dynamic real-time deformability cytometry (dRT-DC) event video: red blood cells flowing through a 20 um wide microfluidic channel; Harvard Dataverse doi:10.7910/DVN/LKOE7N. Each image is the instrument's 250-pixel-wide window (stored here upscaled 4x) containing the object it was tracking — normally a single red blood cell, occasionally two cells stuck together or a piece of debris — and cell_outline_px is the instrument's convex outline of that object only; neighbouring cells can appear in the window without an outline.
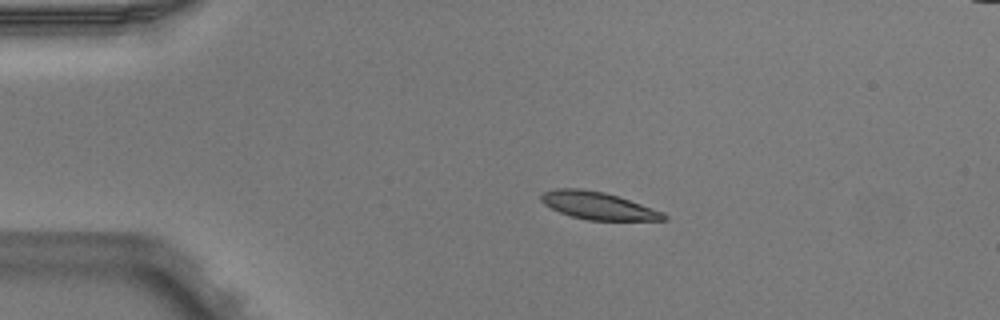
{"species": "Egyptian fruit bat (a non-hibernating species)", "species_latin": "Rousettus aegyptiacus", "temperature_condition": "warm", "stored_images_in_passage": 4, "camera_frame_rate_fps": 3000, "um_per_image_px": 0.085, "animal": {"sex": "male"}, "frame": {"image": 1, "passage_image": 2, "time_ms": 0.333, "image_size_px": [1000, 320], "cell_outline_px": [[668, 220], [588, 220], [572, 216], [560, 212], [544, 204], [540, 200], [540, 196], [544, 192], [556, 188], [580, 188], [604, 192], [664, 212], [668, 216]], "centroid_in_image_um": [50.83, 17.48], "position_along_channel_um": 34.2, "area_um2": 19.42}}
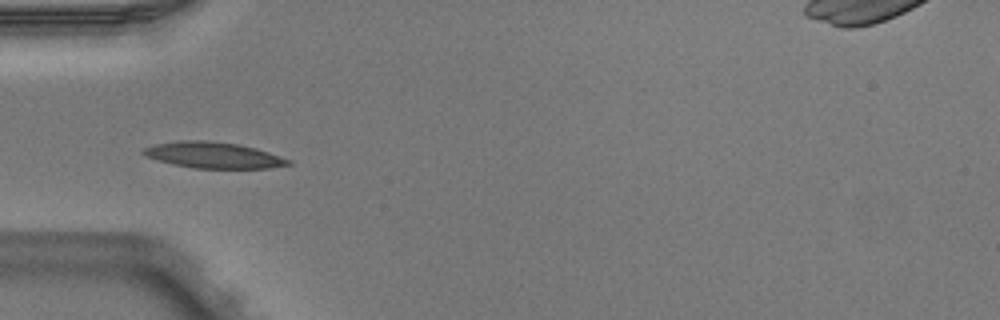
{"frame": {"image": 2, "passage_image": 3, "time_ms": 0.667, "image_size_px": [1000, 320], "cell_outline_px": [[292, 164], [268, 168], [192, 168], [172, 164], [156, 160], [140, 152], [144, 148], [156, 144], [180, 140], [204, 140], [236, 144], [256, 148], [292, 160]], "centroid_in_image_um": [18.13, 13.19], "position_along_channel_um": 66.9, "area_um2": 21.91}}
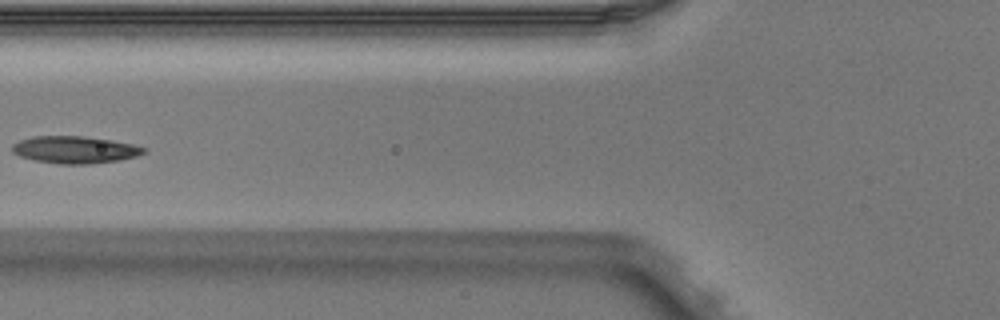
{"frame": {"image": 3, "passage_image": 4, "time_ms": 1.0, "image_size_px": [1000, 320], "cell_outline_px": [[148, 148], [144, 152], [136, 156], [120, 160], [92, 164], [60, 164], [32, 160], [20, 156], [12, 152], [12, 144], [20, 140], [32, 136], [84, 136], [132, 144]], "centroid_in_image_um": [6.33, 12.73], "position_along_channel_um": 119.5, "area_um2": 20.87}}